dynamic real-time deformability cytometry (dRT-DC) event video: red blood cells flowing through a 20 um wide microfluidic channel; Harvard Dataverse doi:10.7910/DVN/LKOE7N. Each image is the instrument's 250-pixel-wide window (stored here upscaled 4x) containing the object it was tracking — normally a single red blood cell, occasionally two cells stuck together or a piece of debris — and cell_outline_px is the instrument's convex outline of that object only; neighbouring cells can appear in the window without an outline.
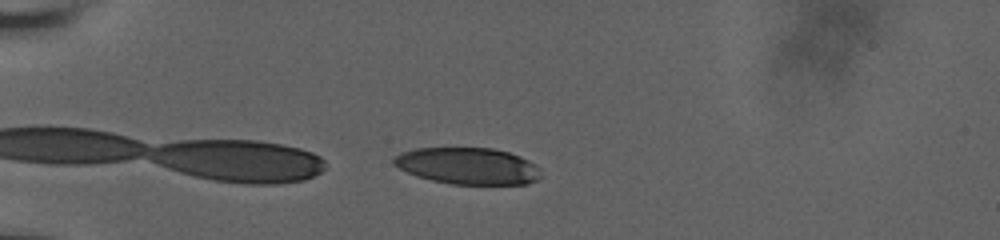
{"species": "human", "species_latin": "Homo sapiens", "temperature_condition": "room temperature", "stored_images_in_passage": 42, "camera_frame_rate_fps": 3000, "um_per_image_px": 0.085, "donor": {"sex": "male"}, "frame": {"image": 1, "passage_image": 2, "time_ms": 0.333, "image_size_px": [1000, 240], "cell_outline_px": [[540, 176], [536, 180], [528, 184], [452, 184], [432, 180], [416, 176], [392, 164], [392, 160], [400, 152], [416, 148], [492, 148], [508, 152], [520, 156], [528, 160], [540, 168]], "centroid_in_image_um": [39.76, 14.1], "position_along_channel_um": 45.2, "area_um2": 31.39}}
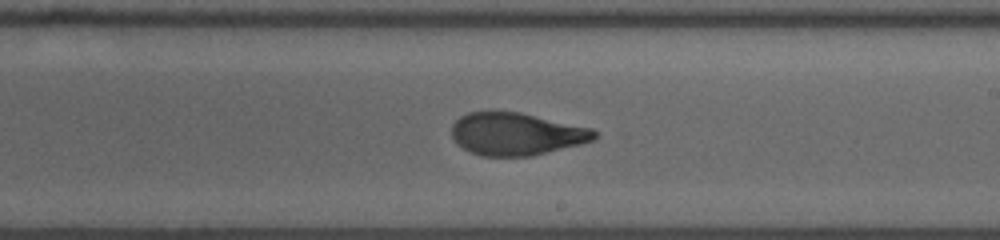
{"frame": {"image": 2, "passage_image": 21, "time_ms": 6.667, "image_size_px": [1000, 240], "cell_outline_px": [[596, 136], [592, 140], [580, 144], [532, 156], [480, 156], [468, 152], [452, 136], [452, 124], [460, 116], [468, 112], [520, 112], [592, 128], [596, 132]], "centroid_in_image_um": [43.87, 11.39], "position_along_channel_um": 245.1, "area_um2": 35.14}}
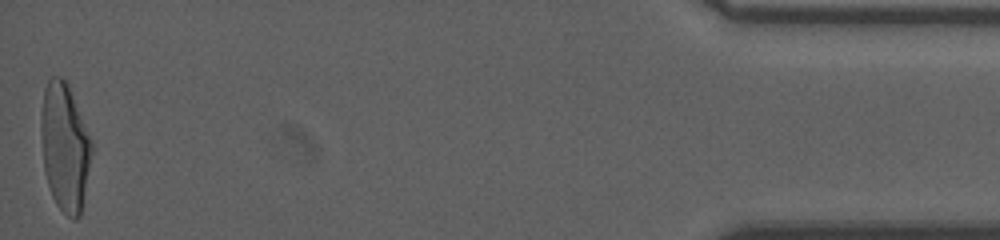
{"frame": {"image": 3, "passage_image": 42, "time_ms": 13.667, "image_size_px": [1000, 240], "cell_outline_px": [[92, 152], [80, 216], [76, 220], [72, 220], [56, 204], [52, 196], [44, 172], [40, 132], [40, 112], [44, 88], [48, 80], [52, 76], [60, 76], [68, 84], [92, 144]], "centroid_in_image_um": [5.47, 12.49], "position_along_channel_um": 429.7, "area_um2": 37.57}, "authors_computed_cell_mechanics": {"area_um2": 36.2406, "velocity_mm_per_s": 3.8175, "shape_relaxation_time_tau1_ms": 6.5983, "shape_relaxation_time_tau2_ms": 1.0699, "deformation_change_tau1": 0.2422, "deformation_change_tau2": 0.08}}